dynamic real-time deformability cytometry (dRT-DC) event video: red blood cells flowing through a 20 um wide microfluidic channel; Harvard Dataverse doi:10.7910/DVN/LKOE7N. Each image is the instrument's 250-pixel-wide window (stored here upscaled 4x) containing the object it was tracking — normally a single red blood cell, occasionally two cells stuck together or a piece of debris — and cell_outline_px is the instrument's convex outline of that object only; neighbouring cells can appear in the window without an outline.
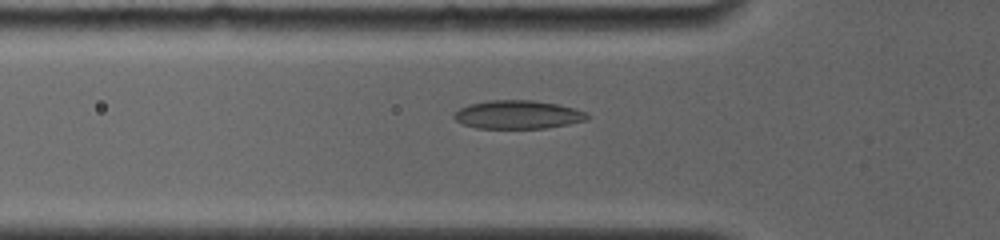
{"species": "common noctule bat (a hibernating species)", "species_latin": "Nyctalus noctula", "temperature_condition": "room temperature", "stored_images_in_passage": 13, "camera_frame_rate_fps": 4000, "um_per_image_px": 0.085, "animal": {"sex": "female", "body_mass_g": 19.0, "forearm_length_mm": 56.7}, "frame": {"image": 1, "passage_image": 10, "time_ms": 5.0, "image_size_px": [1000, 240], "cell_outline_px": [[592, 116], [588, 120], [568, 124], [544, 128], [476, 128], [464, 124], [456, 120], [452, 116], [460, 108], [468, 104], [488, 100], [532, 100], [560, 104], [584, 112]], "centroid_in_image_um": [44.03, 9.74], "position_along_channel_um": 81.8, "area_um2": 22.08}}
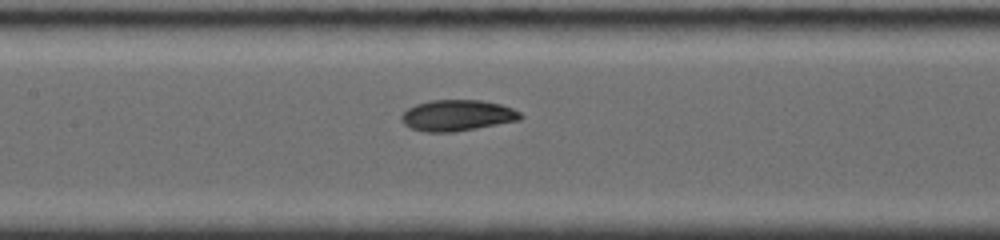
{"frame": {"image": 2, "passage_image": 13, "time_ms": 7.25, "image_size_px": [1000, 240], "cell_outline_px": [[524, 116], [520, 120], [476, 128], [452, 132], [424, 132], [412, 128], [404, 124], [400, 120], [400, 116], [408, 108], [416, 104], [432, 100], [480, 100], [500, 104], [512, 108], [520, 112]], "centroid_in_image_um": [38.86, 9.81], "position_along_channel_um": 168.5, "area_um2": 21.5}}